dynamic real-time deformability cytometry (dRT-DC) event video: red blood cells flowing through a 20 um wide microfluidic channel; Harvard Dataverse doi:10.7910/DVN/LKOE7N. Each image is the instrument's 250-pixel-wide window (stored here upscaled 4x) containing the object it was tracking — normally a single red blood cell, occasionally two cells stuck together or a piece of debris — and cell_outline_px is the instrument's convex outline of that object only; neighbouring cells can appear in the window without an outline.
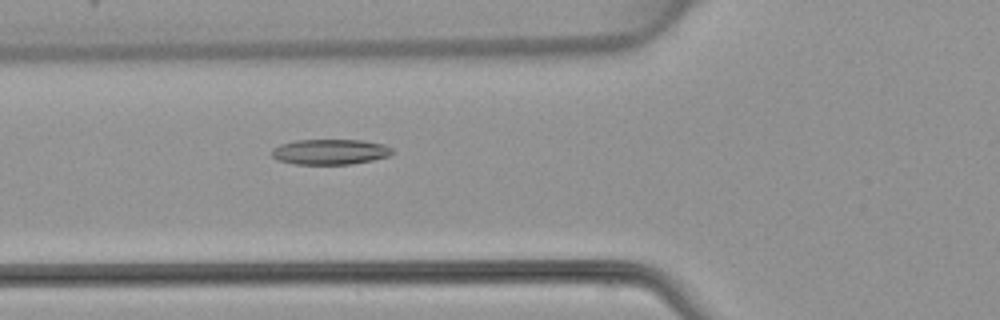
{"species": "common noctule bat (a hibernating species)", "species_latin": "Nyctalus noctula", "temperature_condition": "warm", "stored_images_in_passage": 5, "camera_frame_rate_fps": 3000, "um_per_image_px": 0.085, "animal": {"sex": "female", "body_mass_g": 22.7, "forearm_length_mm": 54.2}, "frame": {"image": 1, "passage_image": 5, "time_ms": 5.667, "image_size_px": [1000, 320], "cell_outline_px": [[392, 152], [388, 156], [372, 160], [352, 164], [296, 164], [276, 160], [272, 156], [272, 148], [280, 144], [296, 140], [364, 140], [384, 144], [392, 148]], "centroid_in_image_um": [28.04, 12.9], "position_along_channel_um": 97.8, "area_um2": 17.86}}